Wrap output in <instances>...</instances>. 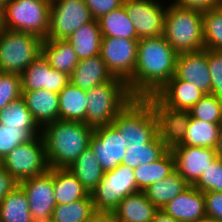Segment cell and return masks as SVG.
I'll list each match as a JSON object with an SVG mask.
<instances>
[{"label": "cell", "mask_w": 222, "mask_h": 222, "mask_svg": "<svg viewBox=\"0 0 222 222\" xmlns=\"http://www.w3.org/2000/svg\"><path fill=\"white\" fill-rule=\"evenodd\" d=\"M178 53L163 35L138 41L133 76L126 82L134 97L156 94L174 75Z\"/></svg>", "instance_id": "cell-1"}, {"label": "cell", "mask_w": 222, "mask_h": 222, "mask_svg": "<svg viewBox=\"0 0 222 222\" xmlns=\"http://www.w3.org/2000/svg\"><path fill=\"white\" fill-rule=\"evenodd\" d=\"M94 128L81 122L56 120L41 129L49 168H69L89 147Z\"/></svg>", "instance_id": "cell-2"}, {"label": "cell", "mask_w": 222, "mask_h": 222, "mask_svg": "<svg viewBox=\"0 0 222 222\" xmlns=\"http://www.w3.org/2000/svg\"><path fill=\"white\" fill-rule=\"evenodd\" d=\"M163 36L179 54L205 49L203 16L193 9L166 5Z\"/></svg>", "instance_id": "cell-3"}, {"label": "cell", "mask_w": 222, "mask_h": 222, "mask_svg": "<svg viewBox=\"0 0 222 222\" xmlns=\"http://www.w3.org/2000/svg\"><path fill=\"white\" fill-rule=\"evenodd\" d=\"M133 98L127 83L118 77L91 88L87 91L86 125H111Z\"/></svg>", "instance_id": "cell-4"}, {"label": "cell", "mask_w": 222, "mask_h": 222, "mask_svg": "<svg viewBox=\"0 0 222 222\" xmlns=\"http://www.w3.org/2000/svg\"><path fill=\"white\" fill-rule=\"evenodd\" d=\"M43 39L26 32H0V72L21 75L42 54Z\"/></svg>", "instance_id": "cell-5"}, {"label": "cell", "mask_w": 222, "mask_h": 222, "mask_svg": "<svg viewBox=\"0 0 222 222\" xmlns=\"http://www.w3.org/2000/svg\"><path fill=\"white\" fill-rule=\"evenodd\" d=\"M112 125L129 145L149 143L158 134L152 105L142 97H134L116 116Z\"/></svg>", "instance_id": "cell-6"}, {"label": "cell", "mask_w": 222, "mask_h": 222, "mask_svg": "<svg viewBox=\"0 0 222 222\" xmlns=\"http://www.w3.org/2000/svg\"><path fill=\"white\" fill-rule=\"evenodd\" d=\"M50 5L48 0H11L4 6L5 29L31 33L46 39Z\"/></svg>", "instance_id": "cell-7"}, {"label": "cell", "mask_w": 222, "mask_h": 222, "mask_svg": "<svg viewBox=\"0 0 222 222\" xmlns=\"http://www.w3.org/2000/svg\"><path fill=\"white\" fill-rule=\"evenodd\" d=\"M138 191L133 168L120 164L114 170L104 172L90 195L96 212L112 213L126 196Z\"/></svg>", "instance_id": "cell-8"}, {"label": "cell", "mask_w": 222, "mask_h": 222, "mask_svg": "<svg viewBox=\"0 0 222 222\" xmlns=\"http://www.w3.org/2000/svg\"><path fill=\"white\" fill-rule=\"evenodd\" d=\"M3 168L19 183L47 172L48 165L42 135L19 144L3 158Z\"/></svg>", "instance_id": "cell-9"}, {"label": "cell", "mask_w": 222, "mask_h": 222, "mask_svg": "<svg viewBox=\"0 0 222 222\" xmlns=\"http://www.w3.org/2000/svg\"><path fill=\"white\" fill-rule=\"evenodd\" d=\"M94 20L84 0H54L50 5L46 39L66 40L82 25Z\"/></svg>", "instance_id": "cell-10"}, {"label": "cell", "mask_w": 222, "mask_h": 222, "mask_svg": "<svg viewBox=\"0 0 222 222\" xmlns=\"http://www.w3.org/2000/svg\"><path fill=\"white\" fill-rule=\"evenodd\" d=\"M162 3V0H124L139 40L163 35L167 7Z\"/></svg>", "instance_id": "cell-11"}, {"label": "cell", "mask_w": 222, "mask_h": 222, "mask_svg": "<svg viewBox=\"0 0 222 222\" xmlns=\"http://www.w3.org/2000/svg\"><path fill=\"white\" fill-rule=\"evenodd\" d=\"M139 40L102 37L100 56L114 77L127 82L134 73Z\"/></svg>", "instance_id": "cell-12"}, {"label": "cell", "mask_w": 222, "mask_h": 222, "mask_svg": "<svg viewBox=\"0 0 222 222\" xmlns=\"http://www.w3.org/2000/svg\"><path fill=\"white\" fill-rule=\"evenodd\" d=\"M27 195L29 210L34 222H50L57 205L53 186V168L42 175L19 182Z\"/></svg>", "instance_id": "cell-13"}, {"label": "cell", "mask_w": 222, "mask_h": 222, "mask_svg": "<svg viewBox=\"0 0 222 222\" xmlns=\"http://www.w3.org/2000/svg\"><path fill=\"white\" fill-rule=\"evenodd\" d=\"M145 98L155 113L159 138L169 150L180 145L190 119L189 110L167 106L155 94Z\"/></svg>", "instance_id": "cell-14"}, {"label": "cell", "mask_w": 222, "mask_h": 222, "mask_svg": "<svg viewBox=\"0 0 222 222\" xmlns=\"http://www.w3.org/2000/svg\"><path fill=\"white\" fill-rule=\"evenodd\" d=\"M89 146L102 170L107 172L114 170L122 163L129 143L111 124L94 128Z\"/></svg>", "instance_id": "cell-15"}, {"label": "cell", "mask_w": 222, "mask_h": 222, "mask_svg": "<svg viewBox=\"0 0 222 222\" xmlns=\"http://www.w3.org/2000/svg\"><path fill=\"white\" fill-rule=\"evenodd\" d=\"M70 82V76L52 68L40 54L21 74L22 91L46 89L59 93Z\"/></svg>", "instance_id": "cell-16"}, {"label": "cell", "mask_w": 222, "mask_h": 222, "mask_svg": "<svg viewBox=\"0 0 222 222\" xmlns=\"http://www.w3.org/2000/svg\"><path fill=\"white\" fill-rule=\"evenodd\" d=\"M171 152L175 158L176 171L189 185H194L217 158L213 148L175 146Z\"/></svg>", "instance_id": "cell-17"}, {"label": "cell", "mask_w": 222, "mask_h": 222, "mask_svg": "<svg viewBox=\"0 0 222 222\" xmlns=\"http://www.w3.org/2000/svg\"><path fill=\"white\" fill-rule=\"evenodd\" d=\"M208 66L207 49L179 53L175 76L192 83L205 94H211V75Z\"/></svg>", "instance_id": "cell-18"}, {"label": "cell", "mask_w": 222, "mask_h": 222, "mask_svg": "<svg viewBox=\"0 0 222 222\" xmlns=\"http://www.w3.org/2000/svg\"><path fill=\"white\" fill-rule=\"evenodd\" d=\"M162 210L179 222H194L206 218L204 193L189 185L168 202Z\"/></svg>", "instance_id": "cell-19"}, {"label": "cell", "mask_w": 222, "mask_h": 222, "mask_svg": "<svg viewBox=\"0 0 222 222\" xmlns=\"http://www.w3.org/2000/svg\"><path fill=\"white\" fill-rule=\"evenodd\" d=\"M22 98L34 122L42 129L45 125L59 120V95L46 89L22 91Z\"/></svg>", "instance_id": "cell-20"}, {"label": "cell", "mask_w": 222, "mask_h": 222, "mask_svg": "<svg viewBox=\"0 0 222 222\" xmlns=\"http://www.w3.org/2000/svg\"><path fill=\"white\" fill-rule=\"evenodd\" d=\"M155 95L167 106L190 110L206 94L174 75Z\"/></svg>", "instance_id": "cell-21"}, {"label": "cell", "mask_w": 222, "mask_h": 222, "mask_svg": "<svg viewBox=\"0 0 222 222\" xmlns=\"http://www.w3.org/2000/svg\"><path fill=\"white\" fill-rule=\"evenodd\" d=\"M114 76L108 70L105 61L100 55L81 59L70 76V82L82 90L106 83Z\"/></svg>", "instance_id": "cell-22"}, {"label": "cell", "mask_w": 222, "mask_h": 222, "mask_svg": "<svg viewBox=\"0 0 222 222\" xmlns=\"http://www.w3.org/2000/svg\"><path fill=\"white\" fill-rule=\"evenodd\" d=\"M158 210L144 191H138L126 196L112 214L115 222H151Z\"/></svg>", "instance_id": "cell-23"}, {"label": "cell", "mask_w": 222, "mask_h": 222, "mask_svg": "<svg viewBox=\"0 0 222 222\" xmlns=\"http://www.w3.org/2000/svg\"><path fill=\"white\" fill-rule=\"evenodd\" d=\"M58 95L59 120L86 124L87 91L69 82Z\"/></svg>", "instance_id": "cell-24"}, {"label": "cell", "mask_w": 222, "mask_h": 222, "mask_svg": "<svg viewBox=\"0 0 222 222\" xmlns=\"http://www.w3.org/2000/svg\"><path fill=\"white\" fill-rule=\"evenodd\" d=\"M66 41L73 47L79 60L99 55L102 33L98 20L82 25Z\"/></svg>", "instance_id": "cell-25"}, {"label": "cell", "mask_w": 222, "mask_h": 222, "mask_svg": "<svg viewBox=\"0 0 222 222\" xmlns=\"http://www.w3.org/2000/svg\"><path fill=\"white\" fill-rule=\"evenodd\" d=\"M42 54L50 66L71 76L79 59L73 47L63 39H43Z\"/></svg>", "instance_id": "cell-26"}, {"label": "cell", "mask_w": 222, "mask_h": 222, "mask_svg": "<svg viewBox=\"0 0 222 222\" xmlns=\"http://www.w3.org/2000/svg\"><path fill=\"white\" fill-rule=\"evenodd\" d=\"M53 186L57 205L70 204L90 195L68 168H53Z\"/></svg>", "instance_id": "cell-27"}, {"label": "cell", "mask_w": 222, "mask_h": 222, "mask_svg": "<svg viewBox=\"0 0 222 222\" xmlns=\"http://www.w3.org/2000/svg\"><path fill=\"white\" fill-rule=\"evenodd\" d=\"M136 186L139 191H145L150 185L173 173L175 158L171 150H168L160 159L134 168Z\"/></svg>", "instance_id": "cell-28"}, {"label": "cell", "mask_w": 222, "mask_h": 222, "mask_svg": "<svg viewBox=\"0 0 222 222\" xmlns=\"http://www.w3.org/2000/svg\"><path fill=\"white\" fill-rule=\"evenodd\" d=\"M68 169L77 177L89 194L97 187L104 175V171L90 146Z\"/></svg>", "instance_id": "cell-29"}, {"label": "cell", "mask_w": 222, "mask_h": 222, "mask_svg": "<svg viewBox=\"0 0 222 222\" xmlns=\"http://www.w3.org/2000/svg\"><path fill=\"white\" fill-rule=\"evenodd\" d=\"M98 20L102 37L139 40L124 5L102 15Z\"/></svg>", "instance_id": "cell-30"}, {"label": "cell", "mask_w": 222, "mask_h": 222, "mask_svg": "<svg viewBox=\"0 0 222 222\" xmlns=\"http://www.w3.org/2000/svg\"><path fill=\"white\" fill-rule=\"evenodd\" d=\"M188 186L189 184L175 170L163 180L150 185L144 193L153 205L162 209Z\"/></svg>", "instance_id": "cell-31"}, {"label": "cell", "mask_w": 222, "mask_h": 222, "mask_svg": "<svg viewBox=\"0 0 222 222\" xmlns=\"http://www.w3.org/2000/svg\"><path fill=\"white\" fill-rule=\"evenodd\" d=\"M221 124L204 122L190 117L180 145L215 149Z\"/></svg>", "instance_id": "cell-32"}, {"label": "cell", "mask_w": 222, "mask_h": 222, "mask_svg": "<svg viewBox=\"0 0 222 222\" xmlns=\"http://www.w3.org/2000/svg\"><path fill=\"white\" fill-rule=\"evenodd\" d=\"M168 150L157 134L149 143L129 145L121 164L134 169L160 159Z\"/></svg>", "instance_id": "cell-33"}, {"label": "cell", "mask_w": 222, "mask_h": 222, "mask_svg": "<svg viewBox=\"0 0 222 222\" xmlns=\"http://www.w3.org/2000/svg\"><path fill=\"white\" fill-rule=\"evenodd\" d=\"M0 222H34L27 195L20 186L0 202Z\"/></svg>", "instance_id": "cell-34"}, {"label": "cell", "mask_w": 222, "mask_h": 222, "mask_svg": "<svg viewBox=\"0 0 222 222\" xmlns=\"http://www.w3.org/2000/svg\"><path fill=\"white\" fill-rule=\"evenodd\" d=\"M96 212L92 197L80 199L70 204H58L55 206L51 222H86Z\"/></svg>", "instance_id": "cell-35"}, {"label": "cell", "mask_w": 222, "mask_h": 222, "mask_svg": "<svg viewBox=\"0 0 222 222\" xmlns=\"http://www.w3.org/2000/svg\"><path fill=\"white\" fill-rule=\"evenodd\" d=\"M0 124L18 129H40L22 97L0 111Z\"/></svg>", "instance_id": "cell-36"}, {"label": "cell", "mask_w": 222, "mask_h": 222, "mask_svg": "<svg viewBox=\"0 0 222 222\" xmlns=\"http://www.w3.org/2000/svg\"><path fill=\"white\" fill-rule=\"evenodd\" d=\"M205 49L222 50V8L202 13Z\"/></svg>", "instance_id": "cell-37"}, {"label": "cell", "mask_w": 222, "mask_h": 222, "mask_svg": "<svg viewBox=\"0 0 222 222\" xmlns=\"http://www.w3.org/2000/svg\"><path fill=\"white\" fill-rule=\"evenodd\" d=\"M41 135V129H18L0 124V156L4 158L19 144Z\"/></svg>", "instance_id": "cell-38"}, {"label": "cell", "mask_w": 222, "mask_h": 222, "mask_svg": "<svg viewBox=\"0 0 222 222\" xmlns=\"http://www.w3.org/2000/svg\"><path fill=\"white\" fill-rule=\"evenodd\" d=\"M190 117L204 122L222 124V100L206 94L190 110Z\"/></svg>", "instance_id": "cell-39"}, {"label": "cell", "mask_w": 222, "mask_h": 222, "mask_svg": "<svg viewBox=\"0 0 222 222\" xmlns=\"http://www.w3.org/2000/svg\"><path fill=\"white\" fill-rule=\"evenodd\" d=\"M21 97V75L0 72V111Z\"/></svg>", "instance_id": "cell-40"}, {"label": "cell", "mask_w": 222, "mask_h": 222, "mask_svg": "<svg viewBox=\"0 0 222 222\" xmlns=\"http://www.w3.org/2000/svg\"><path fill=\"white\" fill-rule=\"evenodd\" d=\"M201 192H222V160L216 158L193 185Z\"/></svg>", "instance_id": "cell-41"}, {"label": "cell", "mask_w": 222, "mask_h": 222, "mask_svg": "<svg viewBox=\"0 0 222 222\" xmlns=\"http://www.w3.org/2000/svg\"><path fill=\"white\" fill-rule=\"evenodd\" d=\"M211 94L222 100V50L207 49Z\"/></svg>", "instance_id": "cell-42"}, {"label": "cell", "mask_w": 222, "mask_h": 222, "mask_svg": "<svg viewBox=\"0 0 222 222\" xmlns=\"http://www.w3.org/2000/svg\"><path fill=\"white\" fill-rule=\"evenodd\" d=\"M206 217L222 221V192H204Z\"/></svg>", "instance_id": "cell-43"}, {"label": "cell", "mask_w": 222, "mask_h": 222, "mask_svg": "<svg viewBox=\"0 0 222 222\" xmlns=\"http://www.w3.org/2000/svg\"><path fill=\"white\" fill-rule=\"evenodd\" d=\"M94 19L123 5L124 0H84Z\"/></svg>", "instance_id": "cell-44"}, {"label": "cell", "mask_w": 222, "mask_h": 222, "mask_svg": "<svg viewBox=\"0 0 222 222\" xmlns=\"http://www.w3.org/2000/svg\"><path fill=\"white\" fill-rule=\"evenodd\" d=\"M173 1V2H172ZM167 3L204 13L220 6L219 0H172ZM171 2V3H170Z\"/></svg>", "instance_id": "cell-45"}, {"label": "cell", "mask_w": 222, "mask_h": 222, "mask_svg": "<svg viewBox=\"0 0 222 222\" xmlns=\"http://www.w3.org/2000/svg\"><path fill=\"white\" fill-rule=\"evenodd\" d=\"M19 183L4 168L0 169V202L16 187Z\"/></svg>", "instance_id": "cell-46"}, {"label": "cell", "mask_w": 222, "mask_h": 222, "mask_svg": "<svg viewBox=\"0 0 222 222\" xmlns=\"http://www.w3.org/2000/svg\"><path fill=\"white\" fill-rule=\"evenodd\" d=\"M86 222H115L111 212H95Z\"/></svg>", "instance_id": "cell-47"}, {"label": "cell", "mask_w": 222, "mask_h": 222, "mask_svg": "<svg viewBox=\"0 0 222 222\" xmlns=\"http://www.w3.org/2000/svg\"><path fill=\"white\" fill-rule=\"evenodd\" d=\"M151 222H179L178 220H175L170 215L166 214L162 209H159L152 219Z\"/></svg>", "instance_id": "cell-48"}, {"label": "cell", "mask_w": 222, "mask_h": 222, "mask_svg": "<svg viewBox=\"0 0 222 222\" xmlns=\"http://www.w3.org/2000/svg\"><path fill=\"white\" fill-rule=\"evenodd\" d=\"M215 153L217 158L222 160V124L220 125L219 137L215 147Z\"/></svg>", "instance_id": "cell-49"}, {"label": "cell", "mask_w": 222, "mask_h": 222, "mask_svg": "<svg viewBox=\"0 0 222 222\" xmlns=\"http://www.w3.org/2000/svg\"><path fill=\"white\" fill-rule=\"evenodd\" d=\"M4 29V6L0 4V32Z\"/></svg>", "instance_id": "cell-50"}, {"label": "cell", "mask_w": 222, "mask_h": 222, "mask_svg": "<svg viewBox=\"0 0 222 222\" xmlns=\"http://www.w3.org/2000/svg\"><path fill=\"white\" fill-rule=\"evenodd\" d=\"M194 222H213V220L206 217L204 219L197 220V221H194Z\"/></svg>", "instance_id": "cell-51"}, {"label": "cell", "mask_w": 222, "mask_h": 222, "mask_svg": "<svg viewBox=\"0 0 222 222\" xmlns=\"http://www.w3.org/2000/svg\"><path fill=\"white\" fill-rule=\"evenodd\" d=\"M11 0H0V4L5 6L6 4H8Z\"/></svg>", "instance_id": "cell-52"}, {"label": "cell", "mask_w": 222, "mask_h": 222, "mask_svg": "<svg viewBox=\"0 0 222 222\" xmlns=\"http://www.w3.org/2000/svg\"><path fill=\"white\" fill-rule=\"evenodd\" d=\"M3 168V158L0 156V169Z\"/></svg>", "instance_id": "cell-53"}]
</instances>
